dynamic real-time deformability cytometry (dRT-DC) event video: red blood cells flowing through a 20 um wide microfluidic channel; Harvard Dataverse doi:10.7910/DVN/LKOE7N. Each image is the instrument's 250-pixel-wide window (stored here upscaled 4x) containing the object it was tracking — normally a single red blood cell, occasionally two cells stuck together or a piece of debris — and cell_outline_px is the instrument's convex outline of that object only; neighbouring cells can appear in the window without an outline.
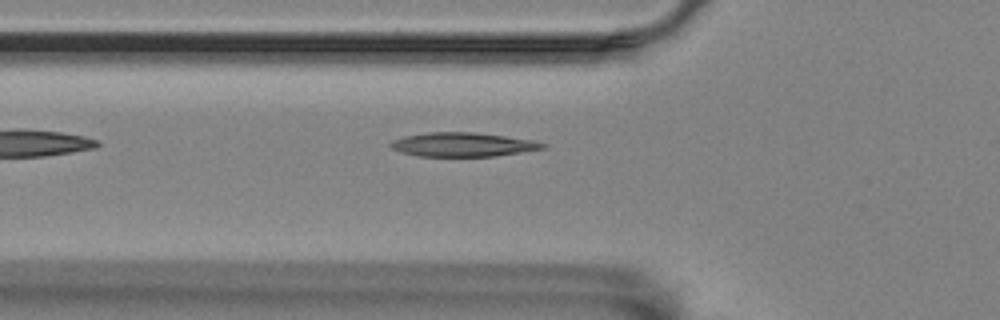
{"species": "Egyptian fruit bat (a non-hibernating species)", "species_latin": "Rousettus aegyptiacus", "temperature_condition": "room temperature", "stored_images_in_passage": 6, "camera_frame_rate_fps": 3000, "um_per_image_px": 0.085, "animal": {"sex": "female"}, "frame": {"image": 1, "passage_image": 6, "time_ms": 7.0, "image_size_px": [1000, 320], "cell_outline_px": [[548, 148], [496, 156], [416, 156], [400, 152], [392, 148], [388, 144], [392, 140], [404, 136], [428, 132], [476, 132], [532, 140], [548, 144]], "centroid_in_image_um": [39.34, 12.29], "position_along_channel_um": 86.5, "area_um2": 21.44}}